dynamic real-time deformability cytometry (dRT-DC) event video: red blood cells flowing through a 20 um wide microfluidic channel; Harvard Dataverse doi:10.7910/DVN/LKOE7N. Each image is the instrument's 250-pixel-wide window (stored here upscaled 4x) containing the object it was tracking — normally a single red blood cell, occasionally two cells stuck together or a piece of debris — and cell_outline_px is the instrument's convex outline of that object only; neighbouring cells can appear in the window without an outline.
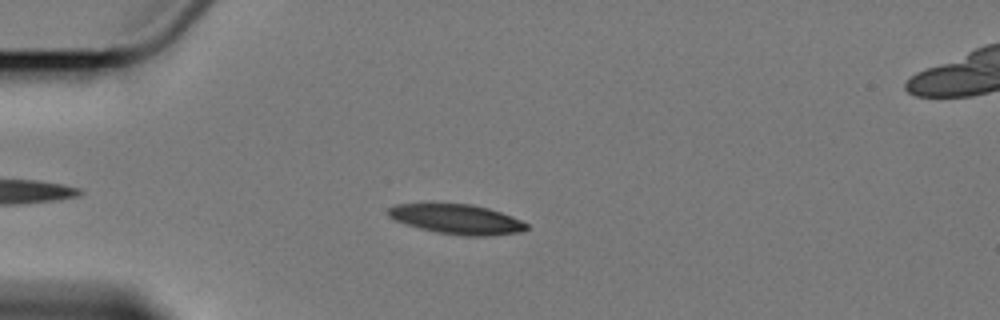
{"species": "Egyptian fruit bat (a non-hibernating species)", "species_latin": "Rousettus aegyptiacus", "temperature_condition": "cold", "stored_images_in_passage": 6, "camera_frame_rate_fps": 3000, "um_per_image_px": 0.085, "animal": {"sex": "female"}, "frame": {"image": 1, "passage_image": 4, "time_ms": 3.667, "image_size_px": [1000, 320], "cell_outline_px": [[528, 228], [520, 232], [488, 236], [464, 236], [436, 232], [420, 228], [396, 220], [388, 216], [388, 208], [396, 204], [472, 204], [488, 208], [512, 216], [528, 224]], "centroid_in_image_um": [38.86, 18.64], "position_along_channel_um": 46.1, "area_um2": 23.76}}
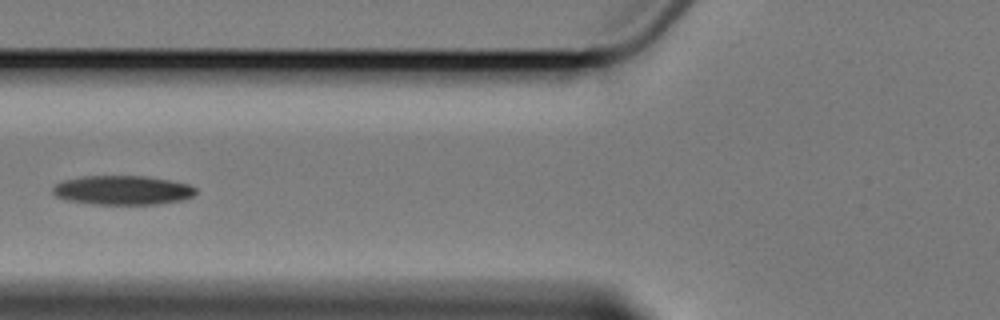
{"frame": {"image": 2, "passage_image": 6, "time_ms": 6.333, "image_size_px": [1000, 320], "cell_outline_px": [[196, 192], [192, 196], [180, 200], [160, 204], [92, 204], [68, 200], [56, 196], [52, 192], [52, 188], [56, 184], [64, 180], [84, 176], [144, 176], [168, 180], [188, 184], [196, 188]], "centroid_in_image_um": [10.4, 16.17], "position_along_channel_um": 115.4, "area_um2": 24.16}}